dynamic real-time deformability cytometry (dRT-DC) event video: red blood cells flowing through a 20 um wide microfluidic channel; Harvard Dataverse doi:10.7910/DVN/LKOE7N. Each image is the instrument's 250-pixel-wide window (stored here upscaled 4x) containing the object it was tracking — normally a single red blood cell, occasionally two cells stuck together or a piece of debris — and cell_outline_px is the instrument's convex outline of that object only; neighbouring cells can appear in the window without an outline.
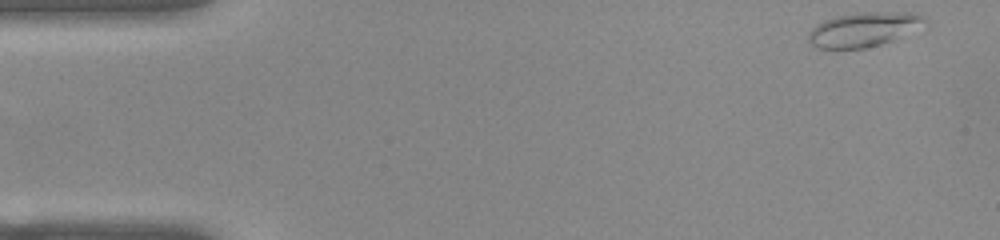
{"species": "common noctule bat (a hibernating species)", "species_latin": "Nyctalus noctula", "temperature_condition": "warm", "stored_images_in_passage": 48, "camera_frame_rate_fps": 3000, "um_per_image_px": 0.085, "animal": {"sex": "female", "body_mass_g": 22.0, "forearm_length_mm": 56.7}, "frame": {"image": 1, "passage_image": 1, "time_ms": 0.0, "image_size_px": [1000, 240], "cell_outline_px": [[928, 24], [892, 40], [880, 44], [864, 48], [820, 48], [812, 44], [808, 40], [808, 32], [816, 24], [824, 20], [836, 16], [860, 12], [916, 12], [924, 16]], "centroid_in_image_um": [73.44, 2.48], "position_along_channel_um": 11.6, "area_um2": 23.29}}
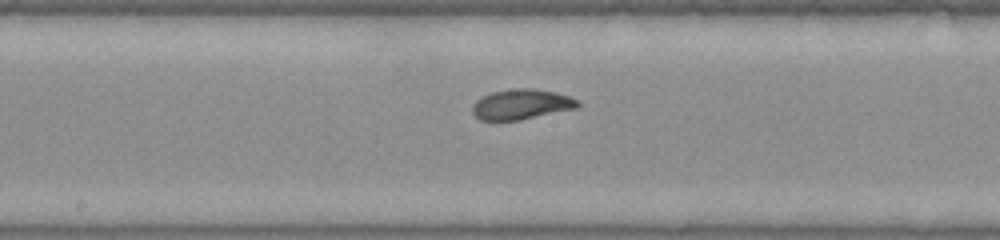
{"frame": {"image": 2, "passage_image": 25, "time_ms": 8.0, "image_size_px": [1000, 240], "cell_outline_px": [[580, 104], [576, 108], [520, 120], [480, 120], [472, 112], [472, 108], [476, 100], [492, 92], [512, 88], [532, 88], [556, 92], [568, 96], [576, 100]], "centroid_in_image_um": [44.3, 8.86], "position_along_channel_um": 203.9, "area_um2": 18.38}}
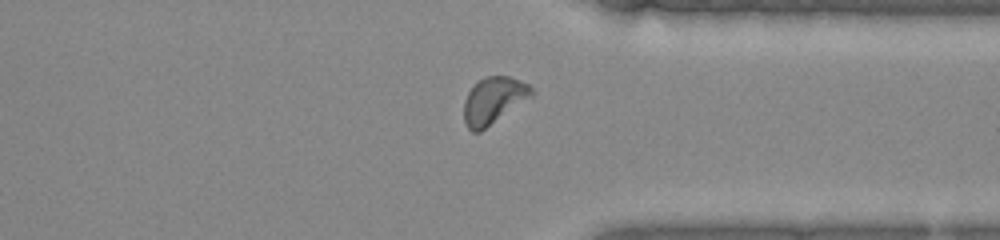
{"frame": {"image": 3, "passage_image": 38, "time_ms": 12.333, "image_size_px": [1000, 240], "cell_outline_px": [[536, 96], [480, 132], [472, 132], [468, 128], [464, 120], [464, 100], [468, 92], [484, 76], [508, 76], [532, 84], [536, 92]], "centroid_in_image_um": [42.05, 8.54], "position_along_channel_um": 369.3, "area_um2": 19.02}, "authors_computed_cell_mechanics": {"area_um2": 18.6405, "velocity_mm_per_s": 3.8658, "shape_relaxation_time_tau1_ms": 4.2653, "shape_relaxation_time_tau2_ms": 0.8927, "deformation_change_tau1": 0.1772, "deformation_change_tau2": 0.064}}